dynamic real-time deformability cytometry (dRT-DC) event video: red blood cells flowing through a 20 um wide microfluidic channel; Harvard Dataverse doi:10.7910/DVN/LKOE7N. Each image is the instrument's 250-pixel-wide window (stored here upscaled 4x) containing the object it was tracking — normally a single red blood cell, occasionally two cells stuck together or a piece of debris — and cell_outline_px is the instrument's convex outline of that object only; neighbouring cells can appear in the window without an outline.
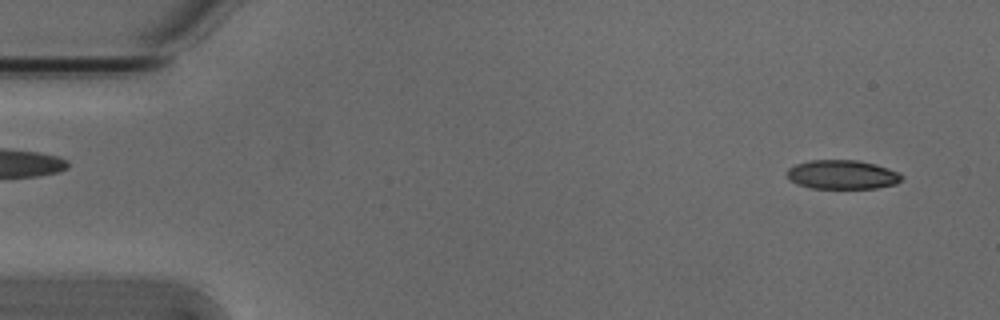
{"species": "Egyptian fruit bat (a non-hibernating species)", "species_latin": "Rousettus aegyptiacus", "temperature_condition": "cold", "stored_images_in_passage": 4, "segment_of_instrument_passage": [2, 2], "camera_frame_rate_fps": 3000, "um_per_image_px": 0.085, "animal": {"sex": "male"}, "frame": {"image": 1, "passage_image": 4, "time_ms": 1.0, "image_size_px": [1000, 320], "cell_outline_px": [[904, 176], [896, 184], [876, 188], [812, 188], [796, 184], [788, 180], [784, 172], [788, 168], [796, 164], [812, 160], [856, 160], [876, 164], [888, 168]], "centroid_in_image_um": [71.54, 14.84], "position_along_channel_um": 13.5, "area_um2": 19.54}}